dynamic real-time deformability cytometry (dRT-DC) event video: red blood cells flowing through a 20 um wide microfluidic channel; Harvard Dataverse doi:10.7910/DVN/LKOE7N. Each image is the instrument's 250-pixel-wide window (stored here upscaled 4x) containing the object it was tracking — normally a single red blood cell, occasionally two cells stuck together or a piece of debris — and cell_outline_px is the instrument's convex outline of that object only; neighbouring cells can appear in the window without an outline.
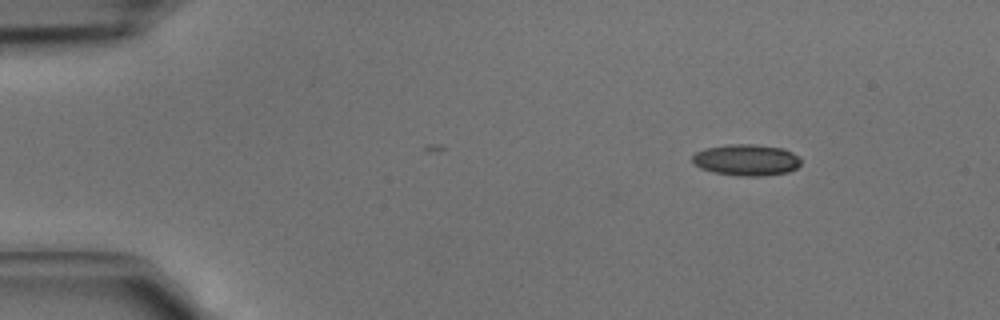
{"species": "common noctule bat (a hibernating species)", "species_latin": "Nyctalus noctula", "temperature_condition": "cold", "stored_images_in_passage": 3, "camera_frame_rate_fps": 3000, "um_per_image_px": 0.085, "animal": {"sex": "male", "body_mass_g": 15.6}, "frame": {"image": 1, "passage_image": 1, "time_ms": 0.0, "image_size_px": [1000, 320], "cell_outline_px": [[800, 164], [796, 168], [788, 172], [764, 176], [736, 176], [712, 172], [700, 168], [692, 160], [692, 156], [696, 152], [704, 148], [728, 144], [756, 144], [784, 148], [792, 152], [800, 160]], "centroid_in_image_um": [63.43, 13.59], "position_along_channel_um": 21.6, "area_um2": 20.0}}
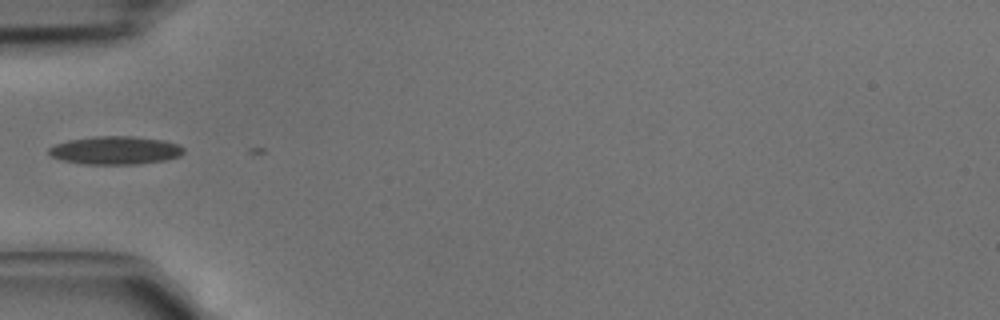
{"frame": {"image": 2, "passage_image": 3, "time_ms": 0.667, "image_size_px": [1000, 320], "cell_outline_px": [[184, 152], [180, 156], [164, 160], [136, 164], [84, 164], [64, 160], [52, 156], [48, 152], [48, 148], [56, 144], [68, 140], [92, 136], [132, 136], [164, 140], [176, 144], [184, 148]], "centroid_in_image_um": [9.8, 12.77], "position_along_channel_um": 75.2, "area_um2": 22.02}}